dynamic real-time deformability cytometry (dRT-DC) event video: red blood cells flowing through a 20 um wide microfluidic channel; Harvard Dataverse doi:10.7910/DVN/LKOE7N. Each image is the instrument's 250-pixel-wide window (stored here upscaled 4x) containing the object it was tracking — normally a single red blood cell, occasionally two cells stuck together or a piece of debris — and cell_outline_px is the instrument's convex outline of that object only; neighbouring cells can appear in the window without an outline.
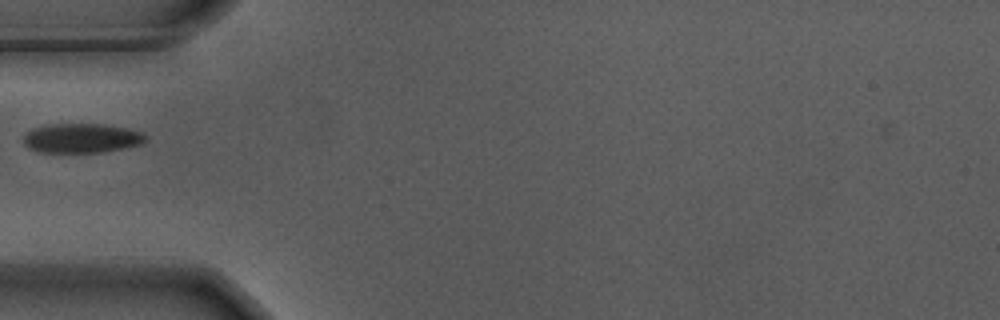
{"species": "Egyptian fruit bat (a non-hibernating species)", "species_latin": "Rousettus aegyptiacus", "temperature_condition": "warm", "stored_images_in_passage": 23, "camera_frame_rate_fps": 3000, "um_per_image_px": 0.085, "animal": {"sex": "male"}, "frame": {"image": 1, "passage_image": 1, "time_ms": 0.0, "image_size_px": [1000, 320], "cell_outline_px": [[148, 140], [140, 144], [124, 148], [100, 152], [36, 152], [28, 148], [24, 144], [20, 136], [32, 128], [44, 124], [104, 124], [128, 128], [144, 132], [148, 136]], "centroid_in_image_um": [6.9, 11.73], "position_along_channel_um": 78.1, "area_um2": 21.44}}
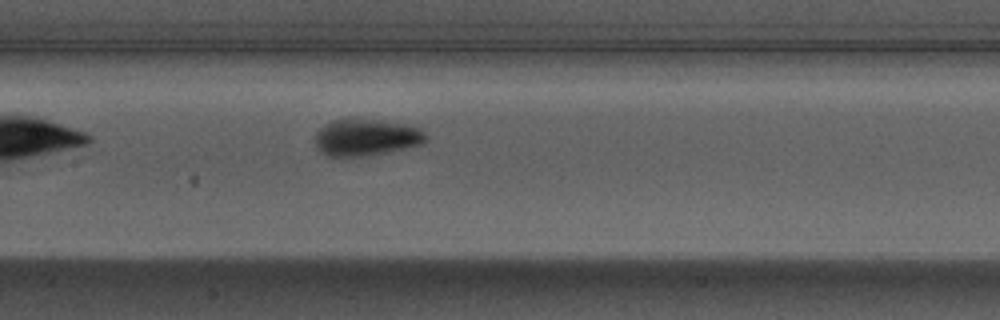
{"frame": {"image": 2, "passage_image": 9, "time_ms": 2.667, "image_size_px": [1000, 320], "cell_outline_px": [[428, 136], [420, 144], [404, 148], [384, 152], [360, 156], [328, 156], [316, 148], [316, 132], [324, 124], [332, 120], [352, 116], [356, 116], [408, 124], [420, 128]], "centroid_in_image_um": [31.09, 11.61], "position_along_channel_um": 176.3, "area_um2": 24.1}}
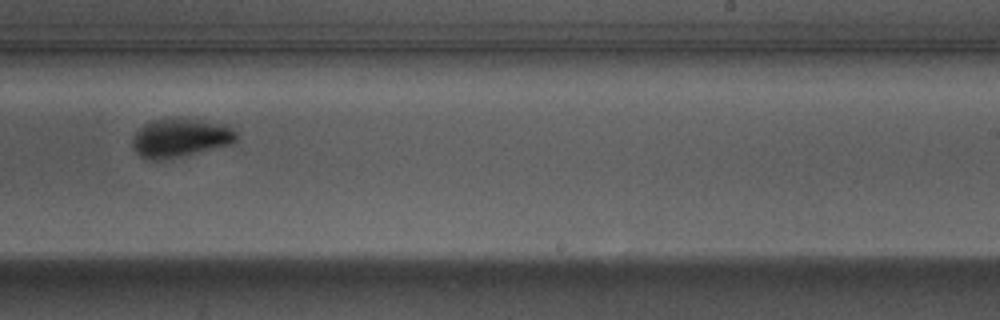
{"frame": {"image": 3, "passage_image": 17, "time_ms": 5.333, "image_size_px": [1000, 320], "cell_outline_px": [[240, 136], [232, 144], [180, 156], [156, 160], [152, 160], [140, 156], [132, 148], [132, 140], [136, 132], [144, 124], [152, 120], [164, 116], [180, 116], [224, 124], [232, 128]], "centroid_in_image_um": [15.32, 11.66], "position_along_channel_um": 273.7, "area_um2": 23.87}}